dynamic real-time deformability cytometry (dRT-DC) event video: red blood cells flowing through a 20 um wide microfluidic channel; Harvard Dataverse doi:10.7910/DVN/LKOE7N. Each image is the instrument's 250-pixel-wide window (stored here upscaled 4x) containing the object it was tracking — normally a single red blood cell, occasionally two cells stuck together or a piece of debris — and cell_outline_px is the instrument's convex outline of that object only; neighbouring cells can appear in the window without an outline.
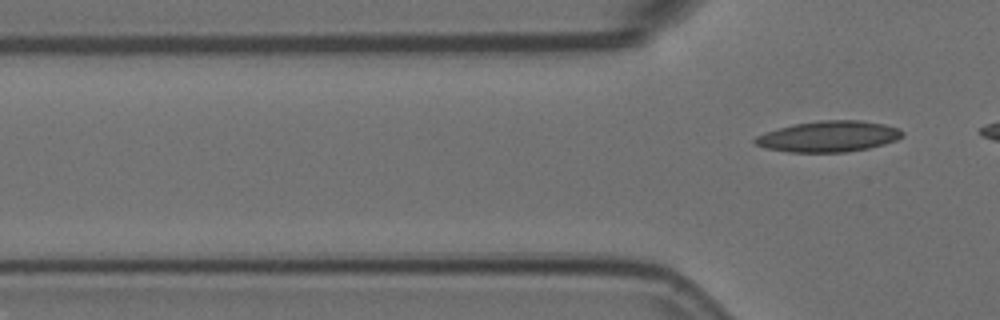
{"species": "Egyptian fruit bat (a non-hibernating species)", "species_latin": "Rousettus aegyptiacus", "temperature_condition": "room temperature", "stored_images_in_passage": 7, "segment_of_instrument_passage": [2, 2], "camera_frame_rate_fps": 3000, "um_per_image_px": 0.085, "animal": {"sex": "female"}, "frame": {"image": 1, "passage_image": 7, "time_ms": 2.0, "image_size_px": [1000, 320], "cell_outline_px": [[904, 132], [896, 140], [884, 144], [868, 148], [844, 152], [788, 152], [764, 148], [756, 144], [752, 140], [756, 136], [780, 128], [796, 124], [820, 120], [860, 120], [884, 124], [900, 128]], "centroid_in_image_um": [70.44, 11.6], "position_along_channel_um": 55.4, "area_um2": 26.36}}